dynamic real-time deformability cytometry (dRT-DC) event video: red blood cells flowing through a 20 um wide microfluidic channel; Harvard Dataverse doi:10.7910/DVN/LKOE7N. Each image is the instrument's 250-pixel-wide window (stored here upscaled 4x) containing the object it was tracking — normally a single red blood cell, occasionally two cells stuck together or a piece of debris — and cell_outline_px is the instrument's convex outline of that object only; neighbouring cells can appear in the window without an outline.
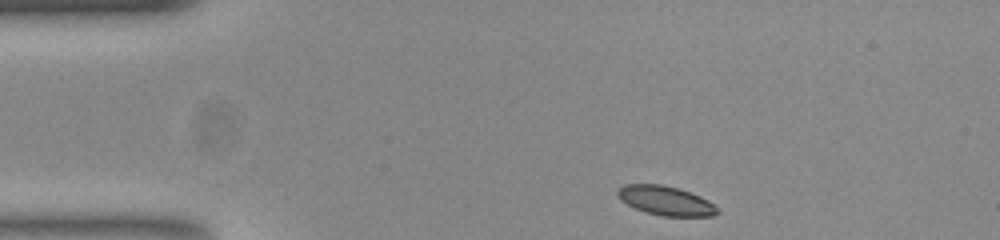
{"species": "common noctule bat (a hibernating species)", "species_latin": "Nyctalus noctula", "temperature_condition": "room temperature", "stored_images_in_passage": 45, "camera_frame_rate_fps": 3000, "um_per_image_px": 0.085, "animal": {"sex": "female", "body_mass_g": 23.0, "forearm_length_mm": 53.4}, "frame": {"image": 1, "passage_image": 1, "time_ms": 0.0, "image_size_px": [1000, 240], "cell_outline_px": [[720, 212], [712, 216], [664, 216], [648, 212], [636, 208], [620, 200], [616, 192], [624, 184], [660, 184], [676, 188], [700, 196], [708, 200]], "centroid_in_image_um": [56.57, 17.05], "position_along_channel_um": 28.4, "area_um2": 16.65}}
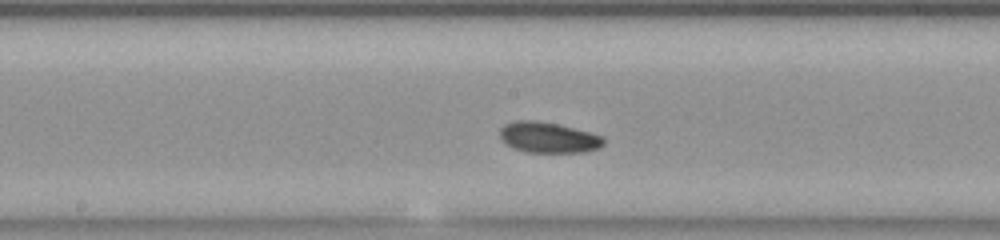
{"frame": {"image": 2, "passage_image": 19, "time_ms": 6.0, "image_size_px": [1000, 240], "cell_outline_px": [[604, 144], [600, 148], [584, 152], [524, 152], [512, 148], [500, 136], [500, 128], [504, 124], [516, 120], [532, 120], [556, 124], [604, 136]], "centroid_in_image_um": [46.61, 11.69], "position_along_channel_um": 201.6, "area_um2": 18.44}}
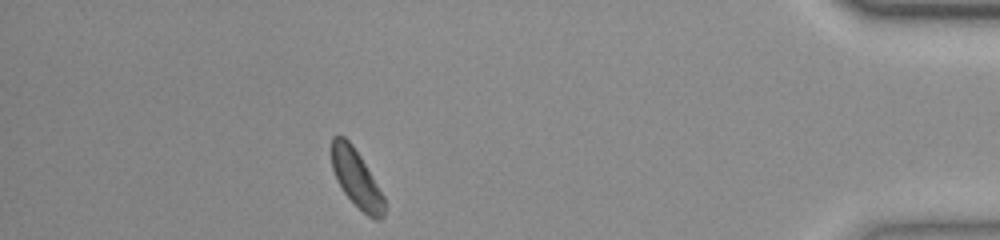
{"frame": {"image": 3, "passage_image": 39, "time_ms": 12.667, "image_size_px": [1000, 240], "cell_outline_px": [[384, 216], [380, 220], [376, 220], [368, 216], [344, 192], [336, 180], [332, 168], [332, 136], [344, 136], [352, 144], [360, 156], [384, 196]], "centroid_in_image_um": [30.29, 15.16], "position_along_channel_um": 404.9, "area_um2": 17.34}, "authors_computed_cell_mechanics": {"area_um2": 18.0336, "velocity_mm_per_s": 3.8312, "shape_relaxation_time_tau1_ms": 3.859, "shape_relaxation_time_tau2_ms": 3.2248, "deformation_change_tau1": 0.0569, "deformation_change_tau2": 0.0867}}